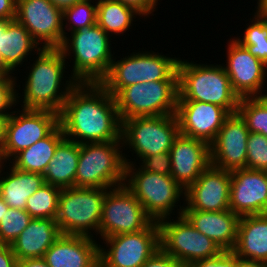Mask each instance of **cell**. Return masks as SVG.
Returning a JSON list of instances; mask_svg holds the SVG:
<instances>
[{
  "label": "cell",
  "instance_id": "19",
  "mask_svg": "<svg viewBox=\"0 0 267 267\" xmlns=\"http://www.w3.org/2000/svg\"><path fill=\"white\" fill-rule=\"evenodd\" d=\"M229 209L239 217L267 214V172L248 168L232 171Z\"/></svg>",
  "mask_w": 267,
  "mask_h": 267
},
{
  "label": "cell",
  "instance_id": "14",
  "mask_svg": "<svg viewBox=\"0 0 267 267\" xmlns=\"http://www.w3.org/2000/svg\"><path fill=\"white\" fill-rule=\"evenodd\" d=\"M15 109L5 124L3 162H9L20 151L47 137L59 125V114L54 112Z\"/></svg>",
  "mask_w": 267,
  "mask_h": 267
},
{
  "label": "cell",
  "instance_id": "9",
  "mask_svg": "<svg viewBox=\"0 0 267 267\" xmlns=\"http://www.w3.org/2000/svg\"><path fill=\"white\" fill-rule=\"evenodd\" d=\"M107 190L106 188H63L59 194L55 219L60 232L65 235H82L97 239L103 200Z\"/></svg>",
  "mask_w": 267,
  "mask_h": 267
},
{
  "label": "cell",
  "instance_id": "39",
  "mask_svg": "<svg viewBox=\"0 0 267 267\" xmlns=\"http://www.w3.org/2000/svg\"><path fill=\"white\" fill-rule=\"evenodd\" d=\"M187 267H235V253L223 251L215 257L195 261Z\"/></svg>",
  "mask_w": 267,
  "mask_h": 267
},
{
  "label": "cell",
  "instance_id": "50",
  "mask_svg": "<svg viewBox=\"0 0 267 267\" xmlns=\"http://www.w3.org/2000/svg\"><path fill=\"white\" fill-rule=\"evenodd\" d=\"M258 9H267V0H256Z\"/></svg>",
  "mask_w": 267,
  "mask_h": 267
},
{
  "label": "cell",
  "instance_id": "15",
  "mask_svg": "<svg viewBox=\"0 0 267 267\" xmlns=\"http://www.w3.org/2000/svg\"><path fill=\"white\" fill-rule=\"evenodd\" d=\"M15 19L42 48H59L64 40L63 10L50 0H16Z\"/></svg>",
  "mask_w": 267,
  "mask_h": 267
},
{
  "label": "cell",
  "instance_id": "35",
  "mask_svg": "<svg viewBox=\"0 0 267 267\" xmlns=\"http://www.w3.org/2000/svg\"><path fill=\"white\" fill-rule=\"evenodd\" d=\"M31 220L25 209L9 207L0 221V244L11 245Z\"/></svg>",
  "mask_w": 267,
  "mask_h": 267
},
{
  "label": "cell",
  "instance_id": "10",
  "mask_svg": "<svg viewBox=\"0 0 267 267\" xmlns=\"http://www.w3.org/2000/svg\"><path fill=\"white\" fill-rule=\"evenodd\" d=\"M121 121L176 114L178 81H151L122 88L114 96Z\"/></svg>",
  "mask_w": 267,
  "mask_h": 267
},
{
  "label": "cell",
  "instance_id": "23",
  "mask_svg": "<svg viewBox=\"0 0 267 267\" xmlns=\"http://www.w3.org/2000/svg\"><path fill=\"white\" fill-rule=\"evenodd\" d=\"M183 215L196 230L212 239L223 251L234 249L240 217L230 209L214 212L184 209Z\"/></svg>",
  "mask_w": 267,
  "mask_h": 267
},
{
  "label": "cell",
  "instance_id": "40",
  "mask_svg": "<svg viewBox=\"0 0 267 267\" xmlns=\"http://www.w3.org/2000/svg\"><path fill=\"white\" fill-rule=\"evenodd\" d=\"M140 267H185L173 256L168 255L161 247Z\"/></svg>",
  "mask_w": 267,
  "mask_h": 267
},
{
  "label": "cell",
  "instance_id": "1",
  "mask_svg": "<svg viewBox=\"0 0 267 267\" xmlns=\"http://www.w3.org/2000/svg\"><path fill=\"white\" fill-rule=\"evenodd\" d=\"M59 124L65 138L78 144L122 140L115 99L100 83H77L64 103Z\"/></svg>",
  "mask_w": 267,
  "mask_h": 267
},
{
  "label": "cell",
  "instance_id": "44",
  "mask_svg": "<svg viewBox=\"0 0 267 267\" xmlns=\"http://www.w3.org/2000/svg\"><path fill=\"white\" fill-rule=\"evenodd\" d=\"M235 267H267V263L256 260L243 259L235 254Z\"/></svg>",
  "mask_w": 267,
  "mask_h": 267
},
{
  "label": "cell",
  "instance_id": "36",
  "mask_svg": "<svg viewBox=\"0 0 267 267\" xmlns=\"http://www.w3.org/2000/svg\"><path fill=\"white\" fill-rule=\"evenodd\" d=\"M246 148V168L267 172V137L250 132Z\"/></svg>",
  "mask_w": 267,
  "mask_h": 267
},
{
  "label": "cell",
  "instance_id": "34",
  "mask_svg": "<svg viewBox=\"0 0 267 267\" xmlns=\"http://www.w3.org/2000/svg\"><path fill=\"white\" fill-rule=\"evenodd\" d=\"M95 24H97L96 0H82L63 10L64 37L66 36V31L71 33Z\"/></svg>",
  "mask_w": 267,
  "mask_h": 267
},
{
  "label": "cell",
  "instance_id": "46",
  "mask_svg": "<svg viewBox=\"0 0 267 267\" xmlns=\"http://www.w3.org/2000/svg\"><path fill=\"white\" fill-rule=\"evenodd\" d=\"M7 117L0 115V162H3V149L5 146V124Z\"/></svg>",
  "mask_w": 267,
  "mask_h": 267
},
{
  "label": "cell",
  "instance_id": "32",
  "mask_svg": "<svg viewBox=\"0 0 267 267\" xmlns=\"http://www.w3.org/2000/svg\"><path fill=\"white\" fill-rule=\"evenodd\" d=\"M61 188L51 184H44L29 198L25 210L32 218H53L56 219L58 212V198Z\"/></svg>",
  "mask_w": 267,
  "mask_h": 267
},
{
  "label": "cell",
  "instance_id": "38",
  "mask_svg": "<svg viewBox=\"0 0 267 267\" xmlns=\"http://www.w3.org/2000/svg\"><path fill=\"white\" fill-rule=\"evenodd\" d=\"M138 164L145 171L171 175V157L169 152L146 156Z\"/></svg>",
  "mask_w": 267,
  "mask_h": 267
},
{
  "label": "cell",
  "instance_id": "6",
  "mask_svg": "<svg viewBox=\"0 0 267 267\" xmlns=\"http://www.w3.org/2000/svg\"><path fill=\"white\" fill-rule=\"evenodd\" d=\"M162 52L138 50L116 60L114 56L108 74L100 84L114 97L122 88L151 81H178L177 67L180 57ZM170 56V57H169Z\"/></svg>",
  "mask_w": 267,
  "mask_h": 267
},
{
  "label": "cell",
  "instance_id": "7",
  "mask_svg": "<svg viewBox=\"0 0 267 267\" xmlns=\"http://www.w3.org/2000/svg\"><path fill=\"white\" fill-rule=\"evenodd\" d=\"M180 134L176 114L163 116L133 117L122 120V148L129 149L136 160L128 159L124 151L125 164H136L146 156L169 152ZM136 154V155H133ZM134 160V161H131Z\"/></svg>",
  "mask_w": 267,
  "mask_h": 267
},
{
  "label": "cell",
  "instance_id": "22",
  "mask_svg": "<svg viewBox=\"0 0 267 267\" xmlns=\"http://www.w3.org/2000/svg\"><path fill=\"white\" fill-rule=\"evenodd\" d=\"M99 246L92 237L61 234L43 259L50 267H100Z\"/></svg>",
  "mask_w": 267,
  "mask_h": 267
},
{
  "label": "cell",
  "instance_id": "29",
  "mask_svg": "<svg viewBox=\"0 0 267 267\" xmlns=\"http://www.w3.org/2000/svg\"><path fill=\"white\" fill-rule=\"evenodd\" d=\"M80 154V144L64 139L43 174L46 184L63 188L75 187V176Z\"/></svg>",
  "mask_w": 267,
  "mask_h": 267
},
{
  "label": "cell",
  "instance_id": "13",
  "mask_svg": "<svg viewBox=\"0 0 267 267\" xmlns=\"http://www.w3.org/2000/svg\"><path fill=\"white\" fill-rule=\"evenodd\" d=\"M153 220L141 203L123 184L110 188L105 194L99 227V238L104 239L123 233L146 229Z\"/></svg>",
  "mask_w": 267,
  "mask_h": 267
},
{
  "label": "cell",
  "instance_id": "20",
  "mask_svg": "<svg viewBox=\"0 0 267 267\" xmlns=\"http://www.w3.org/2000/svg\"><path fill=\"white\" fill-rule=\"evenodd\" d=\"M230 114L212 103L200 101H177L176 116L180 133L209 145L215 140L225 119Z\"/></svg>",
  "mask_w": 267,
  "mask_h": 267
},
{
  "label": "cell",
  "instance_id": "2",
  "mask_svg": "<svg viewBox=\"0 0 267 267\" xmlns=\"http://www.w3.org/2000/svg\"><path fill=\"white\" fill-rule=\"evenodd\" d=\"M36 55L33 63L28 62L30 64L26 69H29V73L24 78L25 82H22V94L17 90V106L19 104L21 109L46 110L60 115L70 91L78 82L69 74L66 77L68 71L65 69L69 68V62L59 48H41Z\"/></svg>",
  "mask_w": 267,
  "mask_h": 267
},
{
  "label": "cell",
  "instance_id": "11",
  "mask_svg": "<svg viewBox=\"0 0 267 267\" xmlns=\"http://www.w3.org/2000/svg\"><path fill=\"white\" fill-rule=\"evenodd\" d=\"M174 218L158 222L160 247L185 267L223 252L212 239L196 230L183 214Z\"/></svg>",
  "mask_w": 267,
  "mask_h": 267
},
{
  "label": "cell",
  "instance_id": "45",
  "mask_svg": "<svg viewBox=\"0 0 267 267\" xmlns=\"http://www.w3.org/2000/svg\"><path fill=\"white\" fill-rule=\"evenodd\" d=\"M17 267H50L43 258L22 259L17 263Z\"/></svg>",
  "mask_w": 267,
  "mask_h": 267
},
{
  "label": "cell",
  "instance_id": "27",
  "mask_svg": "<svg viewBox=\"0 0 267 267\" xmlns=\"http://www.w3.org/2000/svg\"><path fill=\"white\" fill-rule=\"evenodd\" d=\"M232 251L240 258L267 263V214L239 218L237 241Z\"/></svg>",
  "mask_w": 267,
  "mask_h": 267
},
{
  "label": "cell",
  "instance_id": "17",
  "mask_svg": "<svg viewBox=\"0 0 267 267\" xmlns=\"http://www.w3.org/2000/svg\"><path fill=\"white\" fill-rule=\"evenodd\" d=\"M249 133L241 116L230 114L210 144L211 165L230 172L246 168Z\"/></svg>",
  "mask_w": 267,
  "mask_h": 267
},
{
  "label": "cell",
  "instance_id": "51",
  "mask_svg": "<svg viewBox=\"0 0 267 267\" xmlns=\"http://www.w3.org/2000/svg\"><path fill=\"white\" fill-rule=\"evenodd\" d=\"M264 15L265 17L267 18V9H259Z\"/></svg>",
  "mask_w": 267,
  "mask_h": 267
},
{
  "label": "cell",
  "instance_id": "30",
  "mask_svg": "<svg viewBox=\"0 0 267 267\" xmlns=\"http://www.w3.org/2000/svg\"><path fill=\"white\" fill-rule=\"evenodd\" d=\"M142 17L134 8L116 0H97V24L110 36H123L132 28L137 17ZM134 21V22H133ZM131 27V28H130Z\"/></svg>",
  "mask_w": 267,
  "mask_h": 267
},
{
  "label": "cell",
  "instance_id": "47",
  "mask_svg": "<svg viewBox=\"0 0 267 267\" xmlns=\"http://www.w3.org/2000/svg\"><path fill=\"white\" fill-rule=\"evenodd\" d=\"M55 6L64 10L67 7L72 6L73 4L80 2L82 0H50Z\"/></svg>",
  "mask_w": 267,
  "mask_h": 267
},
{
  "label": "cell",
  "instance_id": "42",
  "mask_svg": "<svg viewBox=\"0 0 267 267\" xmlns=\"http://www.w3.org/2000/svg\"><path fill=\"white\" fill-rule=\"evenodd\" d=\"M17 263L11 245L0 244V267H17Z\"/></svg>",
  "mask_w": 267,
  "mask_h": 267
},
{
  "label": "cell",
  "instance_id": "43",
  "mask_svg": "<svg viewBox=\"0 0 267 267\" xmlns=\"http://www.w3.org/2000/svg\"><path fill=\"white\" fill-rule=\"evenodd\" d=\"M16 17V0H0V18L14 20Z\"/></svg>",
  "mask_w": 267,
  "mask_h": 267
},
{
  "label": "cell",
  "instance_id": "37",
  "mask_svg": "<svg viewBox=\"0 0 267 267\" xmlns=\"http://www.w3.org/2000/svg\"><path fill=\"white\" fill-rule=\"evenodd\" d=\"M13 74L3 73L0 76V115L8 117L17 105V89L20 90L19 79ZM18 82V83H17ZM19 84V85H18ZM13 107V108H12ZM11 110V111H10Z\"/></svg>",
  "mask_w": 267,
  "mask_h": 267
},
{
  "label": "cell",
  "instance_id": "18",
  "mask_svg": "<svg viewBox=\"0 0 267 267\" xmlns=\"http://www.w3.org/2000/svg\"><path fill=\"white\" fill-rule=\"evenodd\" d=\"M231 172L209 165L185 189L184 209L223 211L229 209Z\"/></svg>",
  "mask_w": 267,
  "mask_h": 267
},
{
  "label": "cell",
  "instance_id": "41",
  "mask_svg": "<svg viewBox=\"0 0 267 267\" xmlns=\"http://www.w3.org/2000/svg\"><path fill=\"white\" fill-rule=\"evenodd\" d=\"M127 6L134 8L145 19L149 16H154V12L158 10L157 6L160 0H116Z\"/></svg>",
  "mask_w": 267,
  "mask_h": 267
},
{
  "label": "cell",
  "instance_id": "5",
  "mask_svg": "<svg viewBox=\"0 0 267 267\" xmlns=\"http://www.w3.org/2000/svg\"><path fill=\"white\" fill-rule=\"evenodd\" d=\"M124 185L154 222L183 214L185 189L171 175L145 171L137 163L125 164Z\"/></svg>",
  "mask_w": 267,
  "mask_h": 267
},
{
  "label": "cell",
  "instance_id": "24",
  "mask_svg": "<svg viewBox=\"0 0 267 267\" xmlns=\"http://www.w3.org/2000/svg\"><path fill=\"white\" fill-rule=\"evenodd\" d=\"M41 48L22 24L11 20L0 36V71L14 75Z\"/></svg>",
  "mask_w": 267,
  "mask_h": 267
},
{
  "label": "cell",
  "instance_id": "26",
  "mask_svg": "<svg viewBox=\"0 0 267 267\" xmlns=\"http://www.w3.org/2000/svg\"><path fill=\"white\" fill-rule=\"evenodd\" d=\"M44 184L43 174L21 171L9 162H0V196L10 208L25 209L27 198Z\"/></svg>",
  "mask_w": 267,
  "mask_h": 267
},
{
  "label": "cell",
  "instance_id": "33",
  "mask_svg": "<svg viewBox=\"0 0 267 267\" xmlns=\"http://www.w3.org/2000/svg\"><path fill=\"white\" fill-rule=\"evenodd\" d=\"M237 113L251 133H261L267 137V96L241 98Z\"/></svg>",
  "mask_w": 267,
  "mask_h": 267
},
{
  "label": "cell",
  "instance_id": "16",
  "mask_svg": "<svg viewBox=\"0 0 267 267\" xmlns=\"http://www.w3.org/2000/svg\"><path fill=\"white\" fill-rule=\"evenodd\" d=\"M226 49V64L223 63V67L238 96H267L264 88L267 83V65L234 38L227 40Z\"/></svg>",
  "mask_w": 267,
  "mask_h": 267
},
{
  "label": "cell",
  "instance_id": "25",
  "mask_svg": "<svg viewBox=\"0 0 267 267\" xmlns=\"http://www.w3.org/2000/svg\"><path fill=\"white\" fill-rule=\"evenodd\" d=\"M53 218H32L29 225L11 244L16 259L43 258L46 251L61 236Z\"/></svg>",
  "mask_w": 267,
  "mask_h": 267
},
{
  "label": "cell",
  "instance_id": "8",
  "mask_svg": "<svg viewBox=\"0 0 267 267\" xmlns=\"http://www.w3.org/2000/svg\"><path fill=\"white\" fill-rule=\"evenodd\" d=\"M122 140L80 144L77 188H114L124 184Z\"/></svg>",
  "mask_w": 267,
  "mask_h": 267
},
{
  "label": "cell",
  "instance_id": "31",
  "mask_svg": "<svg viewBox=\"0 0 267 267\" xmlns=\"http://www.w3.org/2000/svg\"><path fill=\"white\" fill-rule=\"evenodd\" d=\"M255 9L243 34L233 38L267 65V18L257 7Z\"/></svg>",
  "mask_w": 267,
  "mask_h": 267
},
{
  "label": "cell",
  "instance_id": "28",
  "mask_svg": "<svg viewBox=\"0 0 267 267\" xmlns=\"http://www.w3.org/2000/svg\"><path fill=\"white\" fill-rule=\"evenodd\" d=\"M65 139L59 124L47 137L17 153L9 163L18 170L44 174L57 146Z\"/></svg>",
  "mask_w": 267,
  "mask_h": 267
},
{
  "label": "cell",
  "instance_id": "4",
  "mask_svg": "<svg viewBox=\"0 0 267 267\" xmlns=\"http://www.w3.org/2000/svg\"><path fill=\"white\" fill-rule=\"evenodd\" d=\"M177 74V101L212 103L223 107L229 114L237 112L241 98L233 90L223 64L179 59Z\"/></svg>",
  "mask_w": 267,
  "mask_h": 267
},
{
  "label": "cell",
  "instance_id": "21",
  "mask_svg": "<svg viewBox=\"0 0 267 267\" xmlns=\"http://www.w3.org/2000/svg\"><path fill=\"white\" fill-rule=\"evenodd\" d=\"M169 153L171 176L184 189L194 183L211 164L210 145L181 133L174 140Z\"/></svg>",
  "mask_w": 267,
  "mask_h": 267
},
{
  "label": "cell",
  "instance_id": "48",
  "mask_svg": "<svg viewBox=\"0 0 267 267\" xmlns=\"http://www.w3.org/2000/svg\"><path fill=\"white\" fill-rule=\"evenodd\" d=\"M9 206L5 203V201L0 196V221L4 216L5 212L8 210Z\"/></svg>",
  "mask_w": 267,
  "mask_h": 267
},
{
  "label": "cell",
  "instance_id": "3",
  "mask_svg": "<svg viewBox=\"0 0 267 267\" xmlns=\"http://www.w3.org/2000/svg\"><path fill=\"white\" fill-rule=\"evenodd\" d=\"M111 40L98 24L66 32L59 49L65 59L73 57L70 76L78 83H100L108 74L114 58Z\"/></svg>",
  "mask_w": 267,
  "mask_h": 267
},
{
  "label": "cell",
  "instance_id": "12",
  "mask_svg": "<svg viewBox=\"0 0 267 267\" xmlns=\"http://www.w3.org/2000/svg\"><path fill=\"white\" fill-rule=\"evenodd\" d=\"M102 240L104 245L99 246L100 267H140L160 248V229L158 222L153 221L142 231Z\"/></svg>",
  "mask_w": 267,
  "mask_h": 267
},
{
  "label": "cell",
  "instance_id": "49",
  "mask_svg": "<svg viewBox=\"0 0 267 267\" xmlns=\"http://www.w3.org/2000/svg\"><path fill=\"white\" fill-rule=\"evenodd\" d=\"M11 20H7V19H1L0 18V36L3 35L7 24L10 22Z\"/></svg>",
  "mask_w": 267,
  "mask_h": 267
}]
</instances>
